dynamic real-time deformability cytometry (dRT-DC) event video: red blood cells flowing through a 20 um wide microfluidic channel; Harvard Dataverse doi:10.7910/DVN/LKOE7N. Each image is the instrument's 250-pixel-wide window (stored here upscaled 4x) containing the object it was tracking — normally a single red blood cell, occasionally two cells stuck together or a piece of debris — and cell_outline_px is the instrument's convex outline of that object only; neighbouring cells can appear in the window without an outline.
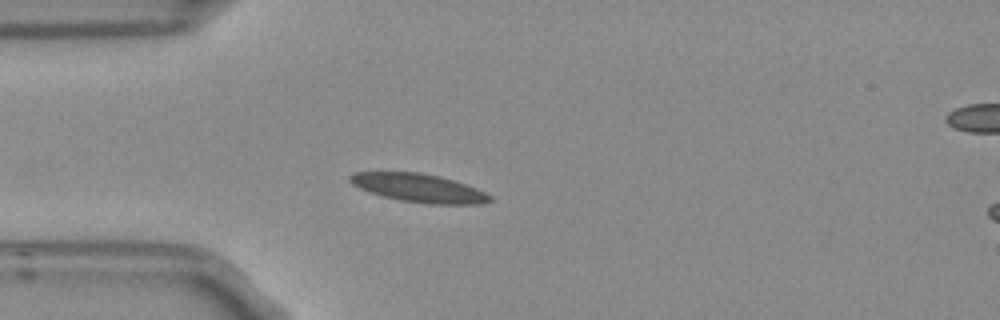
{"species": "Egyptian fruit bat (a non-hibernating species)", "species_latin": "Rousettus aegyptiacus", "temperature_condition": "room temperature", "stored_images_in_passage": 5, "camera_frame_rate_fps": 3000, "um_per_image_px": 0.085, "frame": {"image": 1, "passage_image": 3, "time_ms": 0.667, "image_size_px": [1000, 320], "cell_outline_px": [[492, 200], [480, 204], [428, 204], [400, 200], [368, 192], [352, 184], [348, 180], [348, 176], [352, 172], [420, 172], [440, 176], [476, 188], [492, 196]], "centroid_in_image_um": [35.57, 15.97], "position_along_channel_um": 49.4, "area_um2": 23.12}}
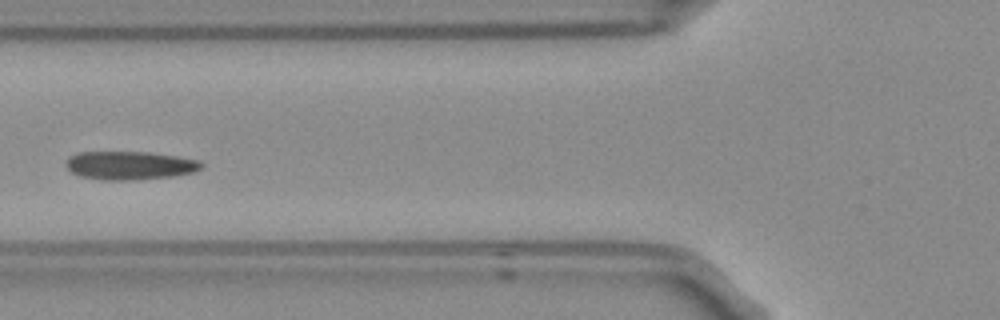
{"frame": {"image": 2, "passage_image": 5, "time_ms": 1.333, "image_size_px": [1000, 320], "cell_outline_px": [[204, 164], [200, 168], [192, 172], [172, 176], [136, 180], [100, 180], [80, 176], [72, 172], [64, 164], [64, 160], [68, 156], [76, 152], [148, 152], [176, 156], [196, 160]], "centroid_in_image_um": [10.94, 14.06], "position_along_channel_um": 114.9, "area_um2": 22.48}}